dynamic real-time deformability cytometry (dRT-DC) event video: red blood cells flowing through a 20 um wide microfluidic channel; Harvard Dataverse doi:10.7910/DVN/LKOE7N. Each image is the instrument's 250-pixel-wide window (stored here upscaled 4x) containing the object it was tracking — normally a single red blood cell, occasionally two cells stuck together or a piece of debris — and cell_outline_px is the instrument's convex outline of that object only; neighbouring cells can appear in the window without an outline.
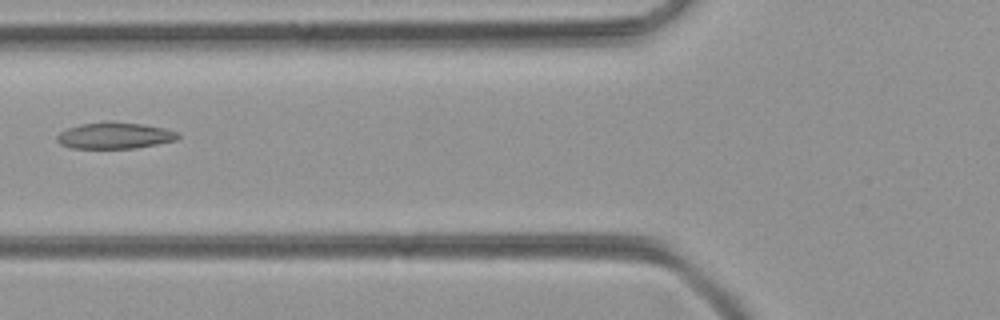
{"species": "common noctule bat (a hibernating species)", "species_latin": "Nyctalus noctula", "temperature_condition": "room temperature", "stored_images_in_passage": 5, "camera_frame_rate_fps": 3000, "um_per_image_px": 0.085, "animal": {"sex": "female", "body_mass_g": 21.9}, "frame": {"image": 1, "passage_image": 4, "time_ms": 1.0, "image_size_px": [1000, 320], "cell_outline_px": [[180, 136], [176, 140], [136, 148], [72, 148], [60, 144], [56, 140], [56, 136], [60, 132], [68, 128], [80, 124], [108, 120], [144, 124], [164, 128], [176, 132]], "centroid_in_image_um": [9.72, 11.51], "position_along_channel_um": 116.1, "area_um2": 18.73}}
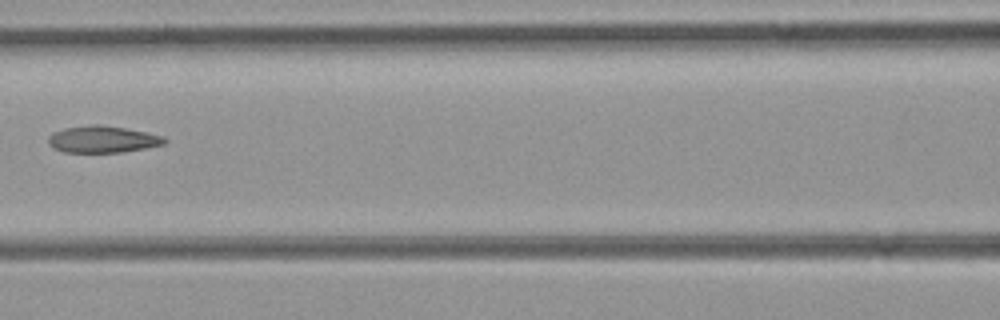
{"frame": {"image": 2, "passage_image": 5, "time_ms": 1.333, "image_size_px": [1000, 320], "cell_outline_px": [[168, 140], [164, 144], [144, 148], [120, 152], [64, 152], [48, 144], [48, 136], [52, 132], [64, 128], [92, 124], [100, 124], [124, 128], [164, 136]], "centroid_in_image_um": [8.7, 11.83], "position_along_channel_um": 157.9, "area_um2": 18.03}}